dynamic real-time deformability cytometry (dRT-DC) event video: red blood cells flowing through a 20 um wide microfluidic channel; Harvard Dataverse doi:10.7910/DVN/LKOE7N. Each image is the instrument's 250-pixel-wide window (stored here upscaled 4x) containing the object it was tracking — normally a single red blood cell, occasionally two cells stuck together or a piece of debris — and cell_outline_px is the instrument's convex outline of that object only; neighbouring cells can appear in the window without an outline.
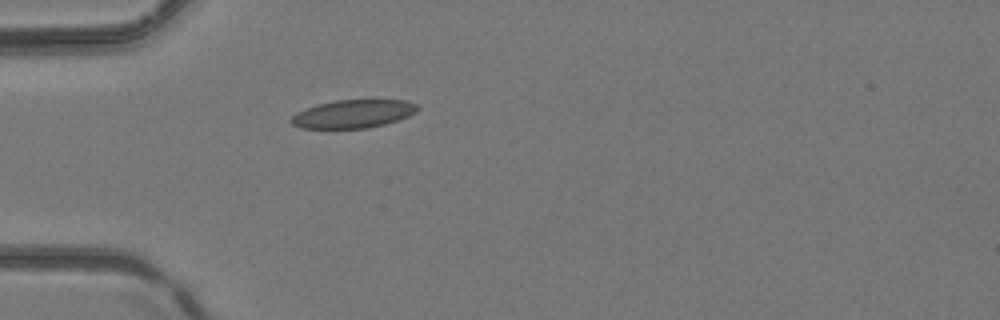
{"species": "common noctule bat (a hibernating species)", "species_latin": "Nyctalus noctula", "temperature_condition": "room temperature", "stored_images_in_passage": 2, "camera_frame_rate_fps": 3000, "um_per_image_px": 0.085, "animal": {"sex": "female", "body_mass_g": 24.6, "forearm_length_mm": 56.2}, "frame": {"image": 1, "passage_image": 2, "time_ms": 0.333, "image_size_px": [1000, 320], "cell_outline_px": [[420, 108], [416, 112], [408, 116], [384, 124], [368, 128], [300, 128], [292, 124], [288, 120], [296, 112], [320, 104], [336, 100], [404, 100], [416, 104]], "centroid_in_image_um": [30.01, 9.68], "position_along_channel_um": 55.0, "area_um2": 20.58}}